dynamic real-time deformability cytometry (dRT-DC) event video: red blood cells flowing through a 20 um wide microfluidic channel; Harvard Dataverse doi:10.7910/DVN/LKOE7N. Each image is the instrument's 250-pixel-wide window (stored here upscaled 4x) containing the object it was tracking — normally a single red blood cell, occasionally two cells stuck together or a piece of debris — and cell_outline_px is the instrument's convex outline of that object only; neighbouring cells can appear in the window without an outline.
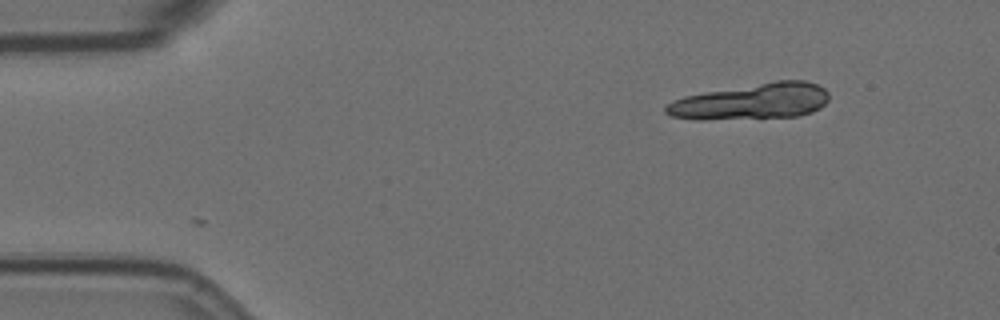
{"species": "Egyptian fruit bat (a non-hibernating species)", "species_latin": "Rousettus aegyptiacus", "temperature_condition": "room temperature", "stored_images_in_passage": 36, "camera_frame_rate_fps": 3000, "um_per_image_px": 0.085, "animal": {"sex": "female"}, "frame": {"image": 1, "passage_image": 1, "time_ms": 0.0, "image_size_px": [1000, 320], "cell_outline_px": [[828, 100], [820, 108], [812, 112], [796, 116], [704, 120], [696, 120], [672, 116], [664, 112], [664, 108], [672, 100], [684, 96], [704, 92], [776, 80], [804, 80], [816, 84], [824, 88], [828, 92]], "centroid_in_image_um": [63.87, 8.62], "position_along_channel_um": 21.1, "area_um2": 34.28}}